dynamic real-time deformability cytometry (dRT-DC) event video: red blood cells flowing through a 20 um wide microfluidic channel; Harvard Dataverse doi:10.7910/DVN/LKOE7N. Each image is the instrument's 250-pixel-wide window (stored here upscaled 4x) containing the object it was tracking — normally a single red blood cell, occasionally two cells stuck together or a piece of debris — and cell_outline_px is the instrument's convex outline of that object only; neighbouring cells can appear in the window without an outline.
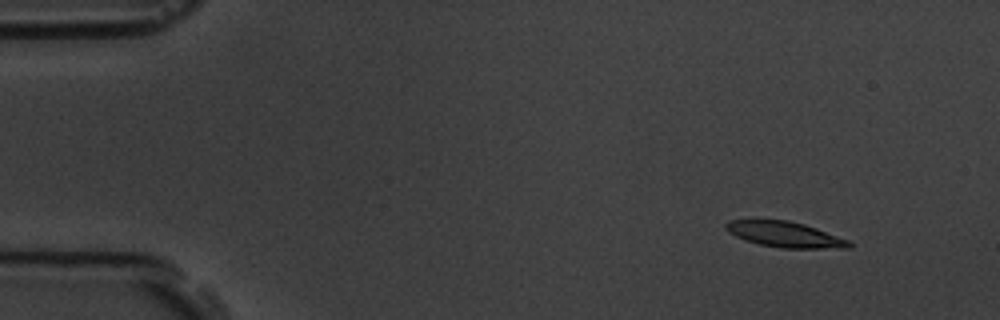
{"species": "common noctule bat (a hibernating species)", "species_latin": "Nyctalus noctula", "temperature_condition": "room temperature", "stored_images_in_passage": 4, "camera_frame_rate_fps": 3000, "um_per_image_px": 0.085, "animal": {"sex": "male", "body_mass_g": 19.5, "forearm_length_mm": 54.6}, "frame": {"image": 1, "passage_image": 1, "time_ms": 0.0, "image_size_px": [1000, 320], "cell_outline_px": [[852, 248], [780, 248], [760, 244], [744, 240], [728, 232], [724, 228], [724, 224], [728, 220], [788, 220], [804, 224], [816, 228], [848, 240], [852, 244]], "centroid_in_image_um": [66.69, 19.93], "position_along_channel_um": 18.3, "area_um2": 18.32}}